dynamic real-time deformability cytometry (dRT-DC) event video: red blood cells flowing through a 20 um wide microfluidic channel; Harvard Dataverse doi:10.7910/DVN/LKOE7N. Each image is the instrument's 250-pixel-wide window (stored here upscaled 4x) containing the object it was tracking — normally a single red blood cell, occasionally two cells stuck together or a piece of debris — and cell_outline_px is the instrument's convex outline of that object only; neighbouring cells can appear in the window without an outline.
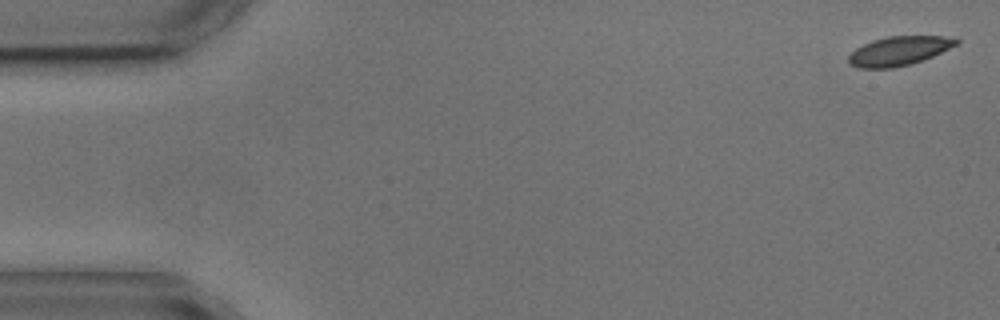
{"species": "common noctule bat (a hibernating species)", "species_latin": "Nyctalus noctula", "temperature_condition": "cold", "stored_images_in_passage": 4, "camera_frame_rate_fps": 3000, "um_per_image_px": 0.085, "animal": {"sex": "male", "body_mass_g": 17.9, "forearm_length_mm": 54.2}, "frame": {"image": 1, "passage_image": 1, "time_ms": 0.0, "image_size_px": [1000, 320], "cell_outline_px": [[960, 40], [956, 44], [932, 56], [912, 64], [892, 68], [860, 68], [848, 64], [848, 56], [856, 48], [872, 40], [888, 36], [944, 36]], "centroid_in_image_um": [76.36, 4.33], "position_along_channel_um": 8.6, "area_um2": 18.09}}